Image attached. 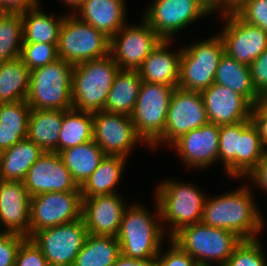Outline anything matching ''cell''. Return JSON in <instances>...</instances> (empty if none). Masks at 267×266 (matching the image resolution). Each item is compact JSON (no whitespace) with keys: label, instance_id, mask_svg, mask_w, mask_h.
Here are the masks:
<instances>
[{"label":"cell","instance_id":"cell-40","mask_svg":"<svg viewBox=\"0 0 267 266\" xmlns=\"http://www.w3.org/2000/svg\"><path fill=\"white\" fill-rule=\"evenodd\" d=\"M233 12L247 24L267 32V0H245Z\"/></svg>","mask_w":267,"mask_h":266},{"label":"cell","instance_id":"cell-35","mask_svg":"<svg viewBox=\"0 0 267 266\" xmlns=\"http://www.w3.org/2000/svg\"><path fill=\"white\" fill-rule=\"evenodd\" d=\"M240 145L241 122L220 125L219 128V160H222L225 173L231 178L240 179Z\"/></svg>","mask_w":267,"mask_h":266},{"label":"cell","instance_id":"cell-5","mask_svg":"<svg viewBox=\"0 0 267 266\" xmlns=\"http://www.w3.org/2000/svg\"><path fill=\"white\" fill-rule=\"evenodd\" d=\"M171 240L195 259L197 265L224 266L242 241L234 232L202 222L179 230ZM212 262V263H211Z\"/></svg>","mask_w":267,"mask_h":266},{"label":"cell","instance_id":"cell-10","mask_svg":"<svg viewBox=\"0 0 267 266\" xmlns=\"http://www.w3.org/2000/svg\"><path fill=\"white\" fill-rule=\"evenodd\" d=\"M87 235L81 217L73 222L41 229L30 238L40 248L49 266H73Z\"/></svg>","mask_w":267,"mask_h":266},{"label":"cell","instance_id":"cell-33","mask_svg":"<svg viewBox=\"0 0 267 266\" xmlns=\"http://www.w3.org/2000/svg\"><path fill=\"white\" fill-rule=\"evenodd\" d=\"M30 71L20 58L0 63V103L26 100Z\"/></svg>","mask_w":267,"mask_h":266},{"label":"cell","instance_id":"cell-48","mask_svg":"<svg viewBox=\"0 0 267 266\" xmlns=\"http://www.w3.org/2000/svg\"><path fill=\"white\" fill-rule=\"evenodd\" d=\"M112 266H156V258L133 259L121 254Z\"/></svg>","mask_w":267,"mask_h":266},{"label":"cell","instance_id":"cell-37","mask_svg":"<svg viewBox=\"0 0 267 266\" xmlns=\"http://www.w3.org/2000/svg\"><path fill=\"white\" fill-rule=\"evenodd\" d=\"M265 155L257 128L251 120L241 121L240 177L248 176Z\"/></svg>","mask_w":267,"mask_h":266},{"label":"cell","instance_id":"cell-49","mask_svg":"<svg viewBox=\"0 0 267 266\" xmlns=\"http://www.w3.org/2000/svg\"><path fill=\"white\" fill-rule=\"evenodd\" d=\"M210 14H226V0H197Z\"/></svg>","mask_w":267,"mask_h":266},{"label":"cell","instance_id":"cell-50","mask_svg":"<svg viewBox=\"0 0 267 266\" xmlns=\"http://www.w3.org/2000/svg\"><path fill=\"white\" fill-rule=\"evenodd\" d=\"M66 6H68L70 9H73L72 12L75 15L76 12L81 8L84 0H62Z\"/></svg>","mask_w":267,"mask_h":266},{"label":"cell","instance_id":"cell-20","mask_svg":"<svg viewBox=\"0 0 267 266\" xmlns=\"http://www.w3.org/2000/svg\"><path fill=\"white\" fill-rule=\"evenodd\" d=\"M30 200L22 181L0 180V229L4 233L30 238Z\"/></svg>","mask_w":267,"mask_h":266},{"label":"cell","instance_id":"cell-41","mask_svg":"<svg viewBox=\"0 0 267 266\" xmlns=\"http://www.w3.org/2000/svg\"><path fill=\"white\" fill-rule=\"evenodd\" d=\"M15 266H49L40 248L26 237L18 248Z\"/></svg>","mask_w":267,"mask_h":266},{"label":"cell","instance_id":"cell-24","mask_svg":"<svg viewBox=\"0 0 267 266\" xmlns=\"http://www.w3.org/2000/svg\"><path fill=\"white\" fill-rule=\"evenodd\" d=\"M45 152L32 140L25 138L0 152V180L22 181L30 167Z\"/></svg>","mask_w":267,"mask_h":266},{"label":"cell","instance_id":"cell-39","mask_svg":"<svg viewBox=\"0 0 267 266\" xmlns=\"http://www.w3.org/2000/svg\"><path fill=\"white\" fill-rule=\"evenodd\" d=\"M259 239L242 240L224 266H267Z\"/></svg>","mask_w":267,"mask_h":266},{"label":"cell","instance_id":"cell-2","mask_svg":"<svg viewBox=\"0 0 267 266\" xmlns=\"http://www.w3.org/2000/svg\"><path fill=\"white\" fill-rule=\"evenodd\" d=\"M155 216L141 204L132 203L124 210L116 236L121 254L133 259L156 258L162 248L165 231L161 222L160 209L155 200Z\"/></svg>","mask_w":267,"mask_h":266},{"label":"cell","instance_id":"cell-19","mask_svg":"<svg viewBox=\"0 0 267 266\" xmlns=\"http://www.w3.org/2000/svg\"><path fill=\"white\" fill-rule=\"evenodd\" d=\"M126 208L127 204L118 193L82 198V218L87 232L116 237Z\"/></svg>","mask_w":267,"mask_h":266},{"label":"cell","instance_id":"cell-17","mask_svg":"<svg viewBox=\"0 0 267 266\" xmlns=\"http://www.w3.org/2000/svg\"><path fill=\"white\" fill-rule=\"evenodd\" d=\"M23 183L31 197L48 192L80 191L64 161L56 152H45L30 167Z\"/></svg>","mask_w":267,"mask_h":266},{"label":"cell","instance_id":"cell-46","mask_svg":"<svg viewBox=\"0 0 267 266\" xmlns=\"http://www.w3.org/2000/svg\"><path fill=\"white\" fill-rule=\"evenodd\" d=\"M39 0H0V13L21 14L40 5Z\"/></svg>","mask_w":267,"mask_h":266},{"label":"cell","instance_id":"cell-38","mask_svg":"<svg viewBox=\"0 0 267 266\" xmlns=\"http://www.w3.org/2000/svg\"><path fill=\"white\" fill-rule=\"evenodd\" d=\"M19 58L29 71L43 67L59 59L57 44L22 43Z\"/></svg>","mask_w":267,"mask_h":266},{"label":"cell","instance_id":"cell-13","mask_svg":"<svg viewBox=\"0 0 267 266\" xmlns=\"http://www.w3.org/2000/svg\"><path fill=\"white\" fill-rule=\"evenodd\" d=\"M161 40L142 18L138 25L126 24L111 38L110 54L120 69L137 71Z\"/></svg>","mask_w":267,"mask_h":266},{"label":"cell","instance_id":"cell-12","mask_svg":"<svg viewBox=\"0 0 267 266\" xmlns=\"http://www.w3.org/2000/svg\"><path fill=\"white\" fill-rule=\"evenodd\" d=\"M81 217L80 191L34 195L30 200V237L41 229L73 222Z\"/></svg>","mask_w":267,"mask_h":266},{"label":"cell","instance_id":"cell-18","mask_svg":"<svg viewBox=\"0 0 267 266\" xmlns=\"http://www.w3.org/2000/svg\"><path fill=\"white\" fill-rule=\"evenodd\" d=\"M219 128V125L208 122L183 134L170 146L187 167L209 168L219 160Z\"/></svg>","mask_w":267,"mask_h":266},{"label":"cell","instance_id":"cell-4","mask_svg":"<svg viewBox=\"0 0 267 266\" xmlns=\"http://www.w3.org/2000/svg\"><path fill=\"white\" fill-rule=\"evenodd\" d=\"M156 189L155 199L168 239L182 228L201 222L207 196L198 187L170 179L160 182Z\"/></svg>","mask_w":267,"mask_h":266},{"label":"cell","instance_id":"cell-8","mask_svg":"<svg viewBox=\"0 0 267 266\" xmlns=\"http://www.w3.org/2000/svg\"><path fill=\"white\" fill-rule=\"evenodd\" d=\"M182 48L177 87L202 92L214 83L220 58L225 53L220 35Z\"/></svg>","mask_w":267,"mask_h":266},{"label":"cell","instance_id":"cell-3","mask_svg":"<svg viewBox=\"0 0 267 266\" xmlns=\"http://www.w3.org/2000/svg\"><path fill=\"white\" fill-rule=\"evenodd\" d=\"M119 69L111 54L75 64L71 85L73 108L90 113L102 111Z\"/></svg>","mask_w":267,"mask_h":266},{"label":"cell","instance_id":"cell-22","mask_svg":"<svg viewBox=\"0 0 267 266\" xmlns=\"http://www.w3.org/2000/svg\"><path fill=\"white\" fill-rule=\"evenodd\" d=\"M172 40H161L137 70L142 81L168 86L179 82L182 48L169 51ZM168 50V51H167Z\"/></svg>","mask_w":267,"mask_h":266},{"label":"cell","instance_id":"cell-15","mask_svg":"<svg viewBox=\"0 0 267 266\" xmlns=\"http://www.w3.org/2000/svg\"><path fill=\"white\" fill-rule=\"evenodd\" d=\"M93 140L106 155L125 158L137 143H145L130 116L103 110L93 113Z\"/></svg>","mask_w":267,"mask_h":266},{"label":"cell","instance_id":"cell-30","mask_svg":"<svg viewBox=\"0 0 267 266\" xmlns=\"http://www.w3.org/2000/svg\"><path fill=\"white\" fill-rule=\"evenodd\" d=\"M59 155L79 187L97 169L106 156L94 140L62 150Z\"/></svg>","mask_w":267,"mask_h":266},{"label":"cell","instance_id":"cell-27","mask_svg":"<svg viewBox=\"0 0 267 266\" xmlns=\"http://www.w3.org/2000/svg\"><path fill=\"white\" fill-rule=\"evenodd\" d=\"M30 111L26 100L0 103V152L27 138Z\"/></svg>","mask_w":267,"mask_h":266},{"label":"cell","instance_id":"cell-34","mask_svg":"<svg viewBox=\"0 0 267 266\" xmlns=\"http://www.w3.org/2000/svg\"><path fill=\"white\" fill-rule=\"evenodd\" d=\"M59 134L57 153L93 140V113L66 110Z\"/></svg>","mask_w":267,"mask_h":266},{"label":"cell","instance_id":"cell-9","mask_svg":"<svg viewBox=\"0 0 267 266\" xmlns=\"http://www.w3.org/2000/svg\"><path fill=\"white\" fill-rule=\"evenodd\" d=\"M177 86L142 81L132 113L136 133L149 147L163 134L171 96Z\"/></svg>","mask_w":267,"mask_h":266},{"label":"cell","instance_id":"cell-36","mask_svg":"<svg viewBox=\"0 0 267 266\" xmlns=\"http://www.w3.org/2000/svg\"><path fill=\"white\" fill-rule=\"evenodd\" d=\"M22 42L21 14L0 13V63L19 58Z\"/></svg>","mask_w":267,"mask_h":266},{"label":"cell","instance_id":"cell-25","mask_svg":"<svg viewBox=\"0 0 267 266\" xmlns=\"http://www.w3.org/2000/svg\"><path fill=\"white\" fill-rule=\"evenodd\" d=\"M142 80L136 70L117 72L103 111L132 116Z\"/></svg>","mask_w":267,"mask_h":266},{"label":"cell","instance_id":"cell-32","mask_svg":"<svg viewBox=\"0 0 267 266\" xmlns=\"http://www.w3.org/2000/svg\"><path fill=\"white\" fill-rule=\"evenodd\" d=\"M120 255V243L115 236L88 233L73 266H112Z\"/></svg>","mask_w":267,"mask_h":266},{"label":"cell","instance_id":"cell-47","mask_svg":"<svg viewBox=\"0 0 267 266\" xmlns=\"http://www.w3.org/2000/svg\"><path fill=\"white\" fill-rule=\"evenodd\" d=\"M248 180L256 184V187L267 193V155L256 165V167L248 174Z\"/></svg>","mask_w":267,"mask_h":266},{"label":"cell","instance_id":"cell-45","mask_svg":"<svg viewBox=\"0 0 267 266\" xmlns=\"http://www.w3.org/2000/svg\"><path fill=\"white\" fill-rule=\"evenodd\" d=\"M250 119L258 130L262 144L267 148V98H261L252 105Z\"/></svg>","mask_w":267,"mask_h":266},{"label":"cell","instance_id":"cell-31","mask_svg":"<svg viewBox=\"0 0 267 266\" xmlns=\"http://www.w3.org/2000/svg\"><path fill=\"white\" fill-rule=\"evenodd\" d=\"M48 14L38 6L21 13L23 21L22 43L58 44L59 31L64 20Z\"/></svg>","mask_w":267,"mask_h":266},{"label":"cell","instance_id":"cell-52","mask_svg":"<svg viewBox=\"0 0 267 266\" xmlns=\"http://www.w3.org/2000/svg\"><path fill=\"white\" fill-rule=\"evenodd\" d=\"M4 234L3 230L0 229V237Z\"/></svg>","mask_w":267,"mask_h":266},{"label":"cell","instance_id":"cell-1","mask_svg":"<svg viewBox=\"0 0 267 266\" xmlns=\"http://www.w3.org/2000/svg\"><path fill=\"white\" fill-rule=\"evenodd\" d=\"M254 200L252 189L246 184L213 198L208 196L201 222L232 231L242 240L257 239L265 220Z\"/></svg>","mask_w":267,"mask_h":266},{"label":"cell","instance_id":"cell-23","mask_svg":"<svg viewBox=\"0 0 267 266\" xmlns=\"http://www.w3.org/2000/svg\"><path fill=\"white\" fill-rule=\"evenodd\" d=\"M125 0H84L76 16L110 39L126 25Z\"/></svg>","mask_w":267,"mask_h":266},{"label":"cell","instance_id":"cell-21","mask_svg":"<svg viewBox=\"0 0 267 266\" xmlns=\"http://www.w3.org/2000/svg\"><path fill=\"white\" fill-rule=\"evenodd\" d=\"M201 94L210 123L220 126L251 120L252 104L238 92L213 83Z\"/></svg>","mask_w":267,"mask_h":266},{"label":"cell","instance_id":"cell-14","mask_svg":"<svg viewBox=\"0 0 267 266\" xmlns=\"http://www.w3.org/2000/svg\"><path fill=\"white\" fill-rule=\"evenodd\" d=\"M143 15L162 40H172L177 32L210 13L197 0H154Z\"/></svg>","mask_w":267,"mask_h":266},{"label":"cell","instance_id":"cell-44","mask_svg":"<svg viewBox=\"0 0 267 266\" xmlns=\"http://www.w3.org/2000/svg\"><path fill=\"white\" fill-rule=\"evenodd\" d=\"M252 84L256 92L267 97V48L250 64Z\"/></svg>","mask_w":267,"mask_h":266},{"label":"cell","instance_id":"cell-28","mask_svg":"<svg viewBox=\"0 0 267 266\" xmlns=\"http://www.w3.org/2000/svg\"><path fill=\"white\" fill-rule=\"evenodd\" d=\"M126 160L122 156L106 155L97 169L79 187L82 198L117 193L116 186L122 179Z\"/></svg>","mask_w":267,"mask_h":266},{"label":"cell","instance_id":"cell-7","mask_svg":"<svg viewBox=\"0 0 267 266\" xmlns=\"http://www.w3.org/2000/svg\"><path fill=\"white\" fill-rule=\"evenodd\" d=\"M111 39L74 14H66L57 44L58 57L73 65L110 54Z\"/></svg>","mask_w":267,"mask_h":266},{"label":"cell","instance_id":"cell-6","mask_svg":"<svg viewBox=\"0 0 267 266\" xmlns=\"http://www.w3.org/2000/svg\"><path fill=\"white\" fill-rule=\"evenodd\" d=\"M74 65L57 59L55 62L30 71L29 91L26 101L31 109L69 110L72 71Z\"/></svg>","mask_w":267,"mask_h":266},{"label":"cell","instance_id":"cell-42","mask_svg":"<svg viewBox=\"0 0 267 266\" xmlns=\"http://www.w3.org/2000/svg\"><path fill=\"white\" fill-rule=\"evenodd\" d=\"M170 246L167 252L160 249L156 257V266H198L195 259L183 251L171 239H168ZM162 251V252H161Z\"/></svg>","mask_w":267,"mask_h":266},{"label":"cell","instance_id":"cell-16","mask_svg":"<svg viewBox=\"0 0 267 266\" xmlns=\"http://www.w3.org/2000/svg\"><path fill=\"white\" fill-rule=\"evenodd\" d=\"M225 20L221 36L225 53L239 63L250 64L267 48V32L247 24L234 12L221 15Z\"/></svg>","mask_w":267,"mask_h":266},{"label":"cell","instance_id":"cell-51","mask_svg":"<svg viewBox=\"0 0 267 266\" xmlns=\"http://www.w3.org/2000/svg\"><path fill=\"white\" fill-rule=\"evenodd\" d=\"M245 0H226V14L233 12Z\"/></svg>","mask_w":267,"mask_h":266},{"label":"cell","instance_id":"cell-11","mask_svg":"<svg viewBox=\"0 0 267 266\" xmlns=\"http://www.w3.org/2000/svg\"><path fill=\"white\" fill-rule=\"evenodd\" d=\"M209 122L201 92L176 87L169 104L163 134L150 146L170 145L183 134Z\"/></svg>","mask_w":267,"mask_h":266},{"label":"cell","instance_id":"cell-26","mask_svg":"<svg viewBox=\"0 0 267 266\" xmlns=\"http://www.w3.org/2000/svg\"><path fill=\"white\" fill-rule=\"evenodd\" d=\"M66 110L31 109L27 138L37 144L44 152H56L59 132Z\"/></svg>","mask_w":267,"mask_h":266},{"label":"cell","instance_id":"cell-43","mask_svg":"<svg viewBox=\"0 0 267 266\" xmlns=\"http://www.w3.org/2000/svg\"><path fill=\"white\" fill-rule=\"evenodd\" d=\"M25 238L15 233H4L0 237V266H15L18 248Z\"/></svg>","mask_w":267,"mask_h":266},{"label":"cell","instance_id":"cell-29","mask_svg":"<svg viewBox=\"0 0 267 266\" xmlns=\"http://www.w3.org/2000/svg\"><path fill=\"white\" fill-rule=\"evenodd\" d=\"M214 83L238 92L252 105H255L262 98L253 87L250 67L239 63L226 53L219 60Z\"/></svg>","mask_w":267,"mask_h":266}]
</instances>
